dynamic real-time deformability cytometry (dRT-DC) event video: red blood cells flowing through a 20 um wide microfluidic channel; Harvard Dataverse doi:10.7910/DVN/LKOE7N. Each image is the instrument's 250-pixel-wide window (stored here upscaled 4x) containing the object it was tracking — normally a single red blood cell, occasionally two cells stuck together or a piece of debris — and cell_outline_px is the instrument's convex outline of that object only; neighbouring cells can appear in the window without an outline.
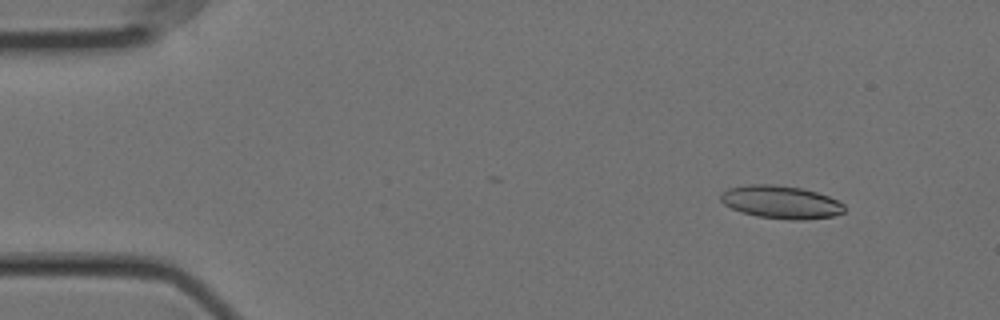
{"species": "Egyptian fruit bat (a non-hibernating species)", "species_latin": "Rousettus aegyptiacus", "temperature_condition": "cold", "stored_images_in_passage": 23, "camera_frame_rate_fps": 3000, "um_per_image_px": 0.085, "animal": {"sex": "female"}, "frame": {"image": 1, "passage_image": 6, "time_ms": 1.667, "image_size_px": [1000, 320], "cell_outline_px": [[844, 212], [832, 216], [804, 220], [788, 220], [756, 216], [740, 212], [724, 204], [720, 200], [720, 192], [728, 188], [752, 184], [772, 184], [804, 188], [828, 196], [844, 204]], "centroid_in_image_um": [66.35, 17.18], "position_along_channel_um": 18.6, "area_um2": 23.87}}
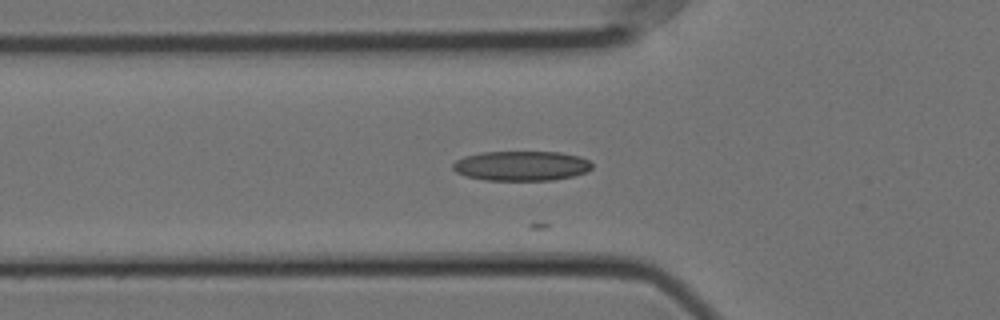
{"frame": {"image": 2, "passage_image": 19, "time_ms": 6.0, "image_size_px": [1000, 320], "cell_outline_px": [[592, 168], [584, 172], [572, 176], [552, 180], [484, 180], [464, 176], [456, 172], [452, 168], [452, 164], [456, 160], [464, 156], [480, 152], [560, 152], [580, 156], [588, 160], [592, 164]], "centroid_in_image_um": [44.28, 14.09], "position_along_channel_um": 81.5, "area_um2": 24.22}}
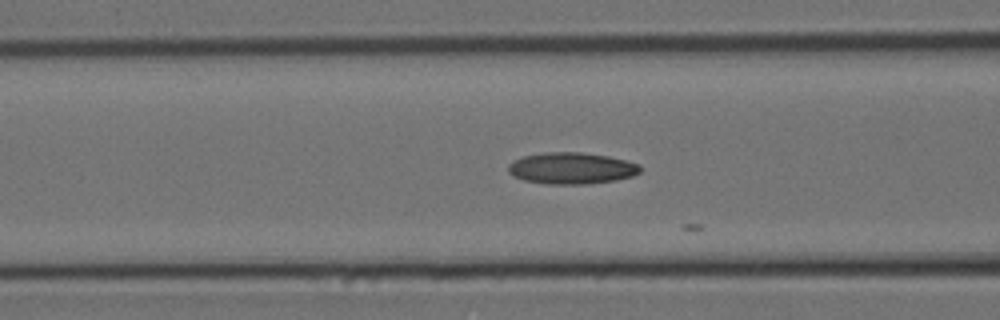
{"frame": {"image": 3, "passage_image": 22, "time_ms": 7.0, "image_size_px": [1000, 320], "cell_outline_px": [[640, 172], [632, 176], [616, 180], [584, 184], [544, 184], [524, 180], [512, 176], [508, 172], [508, 164], [524, 156], [544, 152], [580, 152], [608, 156], [640, 164]], "centroid_in_image_um": [48.56, 14.3], "position_along_channel_um": 118.0, "area_um2": 24.22}}